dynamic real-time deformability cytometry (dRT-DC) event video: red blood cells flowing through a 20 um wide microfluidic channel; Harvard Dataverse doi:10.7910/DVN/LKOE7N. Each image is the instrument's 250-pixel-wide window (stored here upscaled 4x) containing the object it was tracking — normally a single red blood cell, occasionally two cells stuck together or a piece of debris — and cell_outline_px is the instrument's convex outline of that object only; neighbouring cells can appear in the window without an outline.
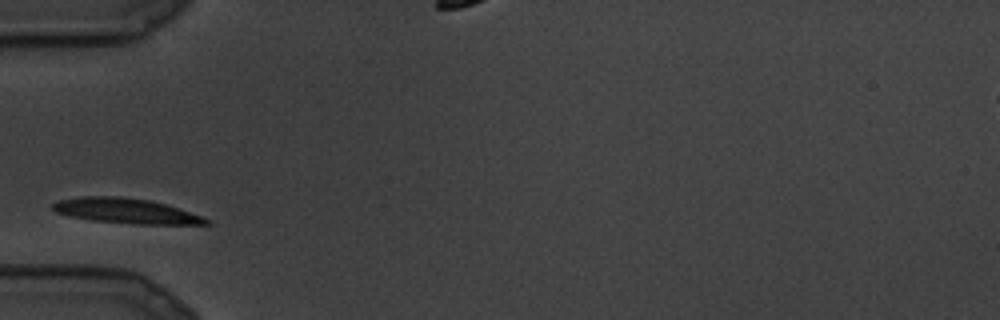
{"species": "common noctule bat (a hibernating species)", "species_latin": "Nyctalus noctula", "temperature_condition": "cold", "stored_images_in_passage": 16, "camera_frame_rate_fps": 3000, "um_per_image_px": 0.085, "animal": {"sex": "male", "body_mass_g": 19.5, "forearm_length_mm": 54.6}, "frame": {"image": 1, "passage_image": 1, "time_ms": 0.0, "image_size_px": [1000, 320], "cell_outline_px": [[212, 224], [136, 224], [92, 220], [68, 216], [56, 212], [52, 208], [52, 204], [56, 200], [80, 196], [120, 196], [148, 200], [164, 204], [212, 220]], "centroid_in_image_um": [10.64, 17.92], "position_along_channel_um": 74.4, "area_um2": 22.25}}
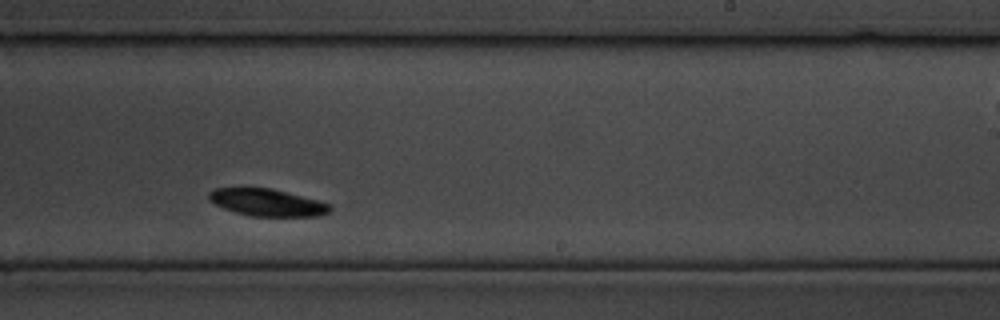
{"frame": {"image": 2, "passage_image": 9, "time_ms": 2.667, "image_size_px": [1000, 320], "cell_outline_px": [[332, 208], [328, 212], [316, 216], [252, 216], [236, 212], [224, 208], [208, 200], [208, 192], [216, 188], [272, 188], [316, 200], [328, 204]], "centroid_in_image_um": [22.66, 17.21], "position_along_channel_um": 266.3, "area_um2": 18.84}}
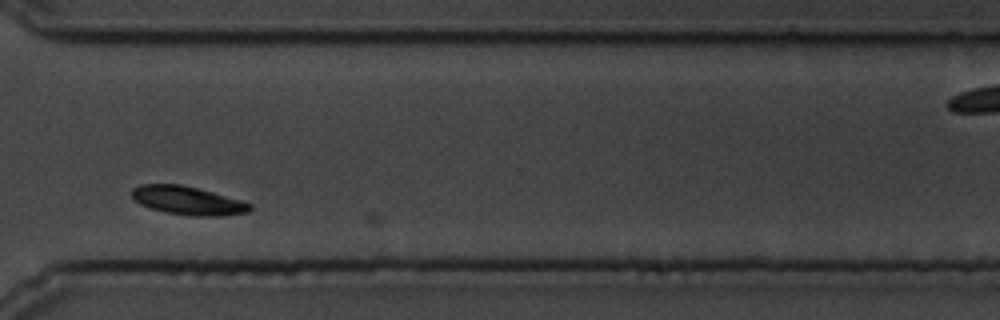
{"frame": {"image": 3, "passage_image": 13, "time_ms": 4.0, "image_size_px": [1000, 320], "cell_outline_px": [[252, 208], [248, 212], [224, 216], [192, 216], [164, 212], [140, 204], [132, 200], [132, 188], [140, 184], [180, 184], [212, 192], [240, 200], [252, 204]], "centroid_in_image_um": [15.94, 17.05], "position_along_channel_um": 354.7, "area_um2": 19.59}}